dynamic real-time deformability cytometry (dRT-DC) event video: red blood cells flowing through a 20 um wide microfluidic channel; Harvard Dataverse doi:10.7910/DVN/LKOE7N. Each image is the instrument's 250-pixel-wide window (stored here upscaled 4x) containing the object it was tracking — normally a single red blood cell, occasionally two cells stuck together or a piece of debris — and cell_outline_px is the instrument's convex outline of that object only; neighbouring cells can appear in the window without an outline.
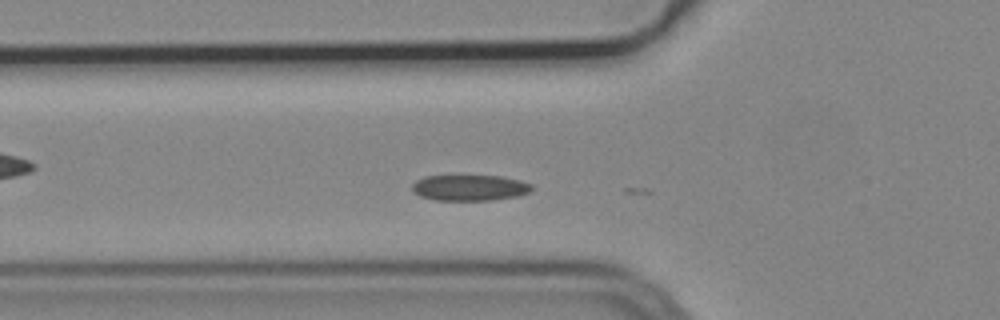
{"species": "common noctule bat (a hibernating species)", "species_latin": "Nyctalus noctula", "temperature_condition": "cold", "stored_images_in_passage": 4, "camera_frame_rate_fps": 3000, "um_per_image_px": 0.085, "animal": {"sex": "male", "body_mass_g": 19.2, "forearm_length_mm": 51.8}, "frame": {"image": 1, "passage_image": 2, "time_ms": 0.333, "image_size_px": [1000, 320], "cell_outline_px": [[532, 188], [528, 192], [516, 196], [492, 200], [436, 200], [420, 196], [412, 192], [412, 184], [416, 180], [424, 176], [500, 176], [520, 180], [532, 184]], "centroid_in_image_um": [39.89, 15.95], "position_along_channel_um": 85.9, "area_um2": 17.98}}